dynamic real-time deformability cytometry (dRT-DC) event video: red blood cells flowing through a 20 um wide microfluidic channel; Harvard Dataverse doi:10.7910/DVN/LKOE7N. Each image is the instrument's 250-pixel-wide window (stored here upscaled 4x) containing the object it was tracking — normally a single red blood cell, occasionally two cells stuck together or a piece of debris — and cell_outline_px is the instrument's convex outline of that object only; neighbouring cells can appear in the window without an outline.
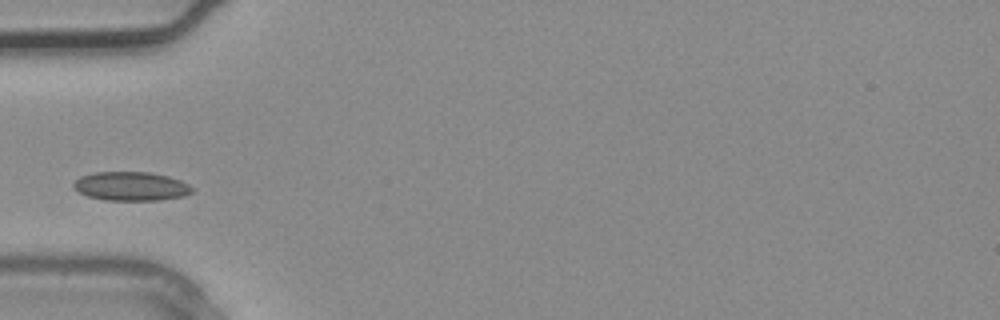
{"species": "common noctule bat (a hibernating species)", "species_latin": "Nyctalus noctula", "temperature_condition": "warm", "stored_images_in_passage": 2, "camera_frame_rate_fps": 3000, "um_per_image_px": 0.085, "animal": {"sex": "male", "body_mass_g": 20.4}, "frame": {"image": 1, "passage_image": 2, "time_ms": 0.333, "image_size_px": [1000, 320], "cell_outline_px": [[196, 188], [192, 192], [184, 196], [160, 200], [104, 200], [88, 196], [72, 188], [72, 184], [80, 176], [96, 172], [148, 172], [168, 176], [180, 180]], "centroid_in_image_um": [11.15, 15.83], "position_along_channel_um": 73.9, "area_um2": 20.06}}